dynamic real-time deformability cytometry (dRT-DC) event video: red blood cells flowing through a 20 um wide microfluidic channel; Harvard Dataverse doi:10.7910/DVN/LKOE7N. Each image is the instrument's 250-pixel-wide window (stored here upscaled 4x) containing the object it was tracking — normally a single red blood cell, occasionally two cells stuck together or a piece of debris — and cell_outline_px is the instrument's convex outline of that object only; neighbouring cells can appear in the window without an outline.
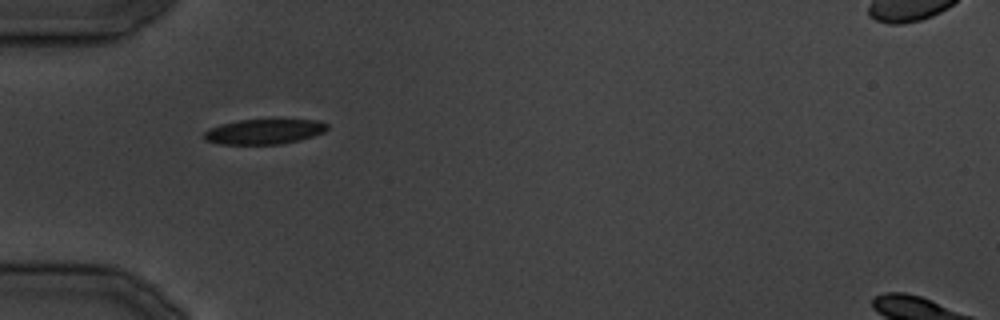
{"species": "common noctule bat (a hibernating species)", "species_latin": "Nyctalus noctula", "temperature_condition": "cold", "stored_images_in_passage": 25, "camera_frame_rate_fps": 3000, "um_per_image_px": 0.085, "animal": {"sex": "male", "body_mass_g": 19.5, "forearm_length_mm": 54.6}, "frame": {"image": 1, "passage_image": 1, "time_ms": 0.0, "image_size_px": [1000, 320], "cell_outline_px": [[328, 128], [324, 132], [300, 140], [280, 144], [216, 144], [204, 140], [204, 132], [220, 124], [240, 120], [276, 116], [280, 116], [316, 120], [328, 124]], "centroid_in_image_um": [22.51, 11.13], "position_along_channel_um": 62.5, "area_um2": 19.02}}
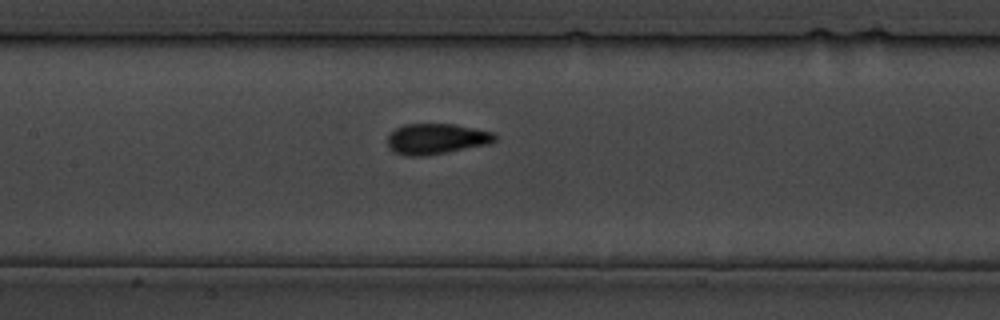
{"frame": {"image": 2, "passage_image": 7, "time_ms": 7.0, "image_size_px": [1000, 320], "cell_outline_px": [[496, 140], [488, 144], [448, 152], [424, 156], [408, 156], [392, 152], [388, 148], [388, 136], [396, 128], [404, 124], [452, 124], [492, 132], [496, 136]], "centroid_in_image_um": [37.05, 11.81], "position_along_channel_um": 170.4, "area_um2": 19.07}}
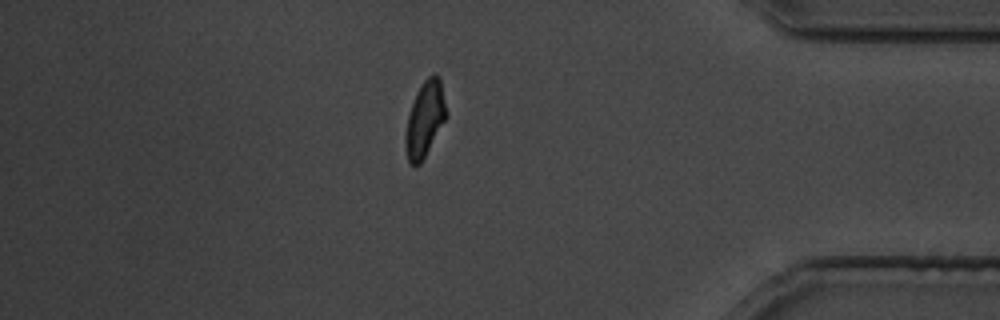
{"frame": {"image": 3, "passage_image": 20, "time_ms": 23.333, "image_size_px": [1000, 320], "cell_outline_px": [[448, 116], [420, 164], [408, 164], [404, 144], [404, 136], [408, 116], [416, 92], [424, 80], [428, 76], [436, 72], [440, 76]], "centroid_in_image_um": [36.12, 10.1], "position_along_channel_um": 399.1, "area_um2": 18.15}}